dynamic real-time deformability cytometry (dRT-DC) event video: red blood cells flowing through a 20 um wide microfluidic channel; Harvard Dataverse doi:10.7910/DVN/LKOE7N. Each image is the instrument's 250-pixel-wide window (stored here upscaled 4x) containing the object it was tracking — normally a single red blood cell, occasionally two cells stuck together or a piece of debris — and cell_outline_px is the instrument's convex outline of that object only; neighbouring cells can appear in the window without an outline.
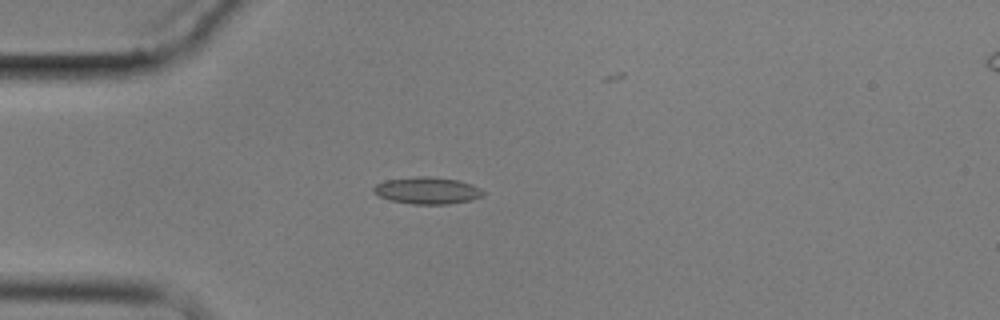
{"species": "common noctule bat (a hibernating species)", "species_latin": "Nyctalus noctula", "temperature_condition": "cold", "stored_images_in_passage": 4, "camera_frame_rate_fps": 3000, "um_per_image_px": 0.085, "animal": {"sex": "male", "body_mass_g": 17.9}, "frame": {"image": 1, "passage_image": 2, "time_ms": 1.333, "image_size_px": [1000, 320], "cell_outline_px": [[484, 196], [472, 200], [448, 204], [412, 204], [392, 200], [380, 196], [372, 192], [372, 188], [376, 184], [384, 180], [416, 176], [428, 176], [456, 180], [472, 184], [480, 188], [484, 192]], "centroid_in_image_um": [36.32, 16.19], "position_along_channel_um": 48.7, "area_um2": 17.22}}